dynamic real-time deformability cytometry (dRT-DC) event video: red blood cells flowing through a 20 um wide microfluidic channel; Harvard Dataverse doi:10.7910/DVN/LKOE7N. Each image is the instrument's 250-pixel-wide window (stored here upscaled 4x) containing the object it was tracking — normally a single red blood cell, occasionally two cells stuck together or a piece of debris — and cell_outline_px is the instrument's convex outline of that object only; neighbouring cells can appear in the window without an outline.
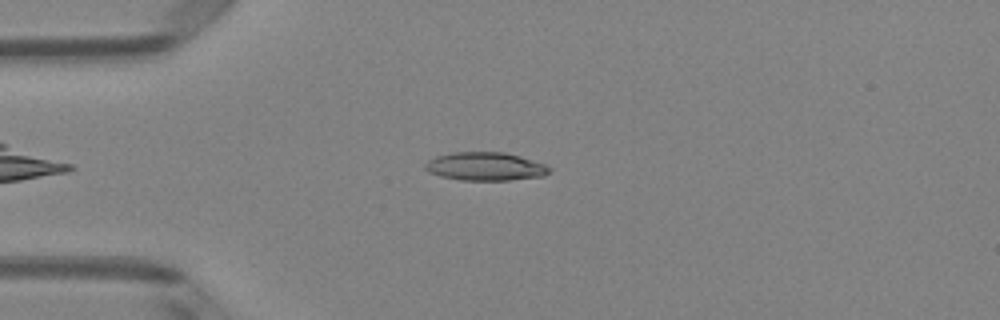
{"species": "Egyptian fruit bat (a non-hibernating species)", "species_latin": "Rousettus aegyptiacus", "temperature_condition": "room temperature", "stored_images_in_passage": 38, "camera_frame_rate_fps": 3000, "um_per_image_px": 0.085, "animal": {"sex": "female"}, "frame": {"image": 1, "passage_image": 1, "time_ms": 0.0, "image_size_px": [1000, 320], "cell_outline_px": [[552, 172], [544, 176], [508, 180], [460, 180], [440, 176], [428, 172], [424, 168], [424, 164], [428, 160], [436, 156], [452, 152], [504, 152], [520, 156], [544, 164], [552, 168]], "centroid_in_image_um": [41.25, 14.15], "position_along_channel_um": 43.8, "area_um2": 20.63}}
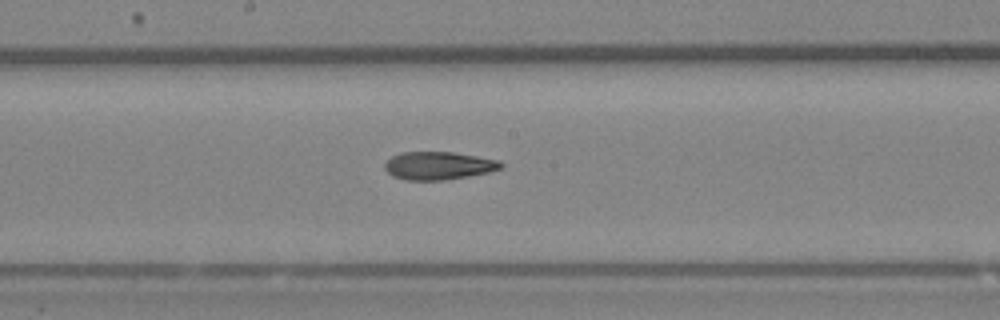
{"frame": {"image": 2, "passage_image": 15, "time_ms": 4.667, "image_size_px": [1000, 320], "cell_outline_px": [[504, 164], [500, 168], [488, 172], [468, 176], [444, 180], [408, 180], [392, 176], [384, 168], [384, 164], [392, 156], [400, 152], [452, 152], [500, 160]], "centroid_in_image_um": [37.26, 14.08], "position_along_channel_um": 210.9, "area_um2": 18.84}}
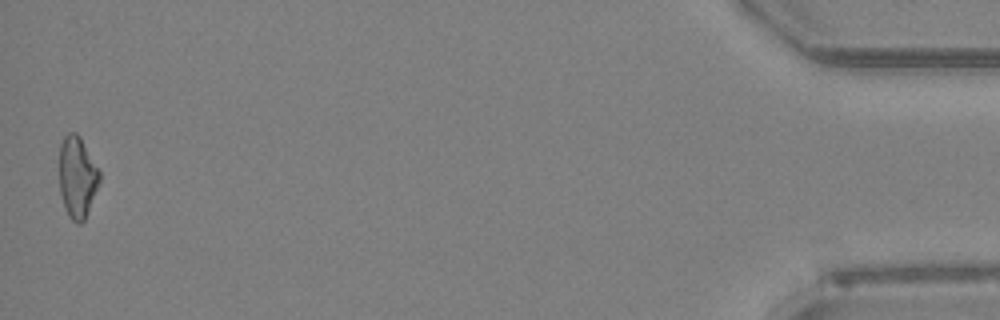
{"frame": {"image": 3, "passage_image": 38, "time_ms": 12.333, "image_size_px": [1000, 320], "cell_outline_px": [[100, 180], [84, 220], [80, 224], [76, 224], [68, 216], [60, 192], [60, 144], [64, 136], [68, 132], [76, 132], [80, 136], [100, 172]], "centroid_in_image_um": [6.56, 15.03], "position_along_channel_um": 428.6, "area_um2": 18.84}, "authors_computed_cell_mechanics": {"area_um2": 19.1607, "velocity_mm_per_s": 4.0456, "shape_relaxation_time_tau1_ms": null, "shape_relaxation_time_tau2_ms": 3.9351, "deformation_change_tau1": null, "deformation_change_tau2": 0.1147}}